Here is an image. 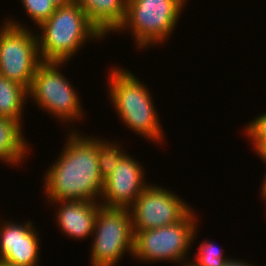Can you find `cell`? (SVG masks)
Listing matches in <instances>:
<instances>
[{
  "mask_svg": "<svg viewBox=\"0 0 266 266\" xmlns=\"http://www.w3.org/2000/svg\"><path fill=\"white\" fill-rule=\"evenodd\" d=\"M69 131L60 156L45 170L42 182L46 202H100L104 180L98 167L95 136L87 137L76 129Z\"/></svg>",
  "mask_w": 266,
  "mask_h": 266,
  "instance_id": "1",
  "label": "cell"
},
{
  "mask_svg": "<svg viewBox=\"0 0 266 266\" xmlns=\"http://www.w3.org/2000/svg\"><path fill=\"white\" fill-rule=\"evenodd\" d=\"M112 66L107 91L118 118L136 135L161 145L165 134L151 91L132 71Z\"/></svg>",
  "mask_w": 266,
  "mask_h": 266,
  "instance_id": "2",
  "label": "cell"
},
{
  "mask_svg": "<svg viewBox=\"0 0 266 266\" xmlns=\"http://www.w3.org/2000/svg\"><path fill=\"white\" fill-rule=\"evenodd\" d=\"M39 29L37 36L42 62L69 63L87 41L105 38L75 1L57 7Z\"/></svg>",
  "mask_w": 266,
  "mask_h": 266,
  "instance_id": "3",
  "label": "cell"
},
{
  "mask_svg": "<svg viewBox=\"0 0 266 266\" xmlns=\"http://www.w3.org/2000/svg\"><path fill=\"white\" fill-rule=\"evenodd\" d=\"M194 208L179 222L160 228L134 232L132 259L142 263L169 261L190 264L189 250L197 237L199 218ZM192 245V246H191ZM189 261H188V259Z\"/></svg>",
  "mask_w": 266,
  "mask_h": 266,
  "instance_id": "4",
  "label": "cell"
},
{
  "mask_svg": "<svg viewBox=\"0 0 266 266\" xmlns=\"http://www.w3.org/2000/svg\"><path fill=\"white\" fill-rule=\"evenodd\" d=\"M187 0H128L124 23L117 30L129 31L140 50L165 43L179 22Z\"/></svg>",
  "mask_w": 266,
  "mask_h": 266,
  "instance_id": "5",
  "label": "cell"
},
{
  "mask_svg": "<svg viewBox=\"0 0 266 266\" xmlns=\"http://www.w3.org/2000/svg\"><path fill=\"white\" fill-rule=\"evenodd\" d=\"M66 64L68 62H42L27 92L28 98L32 99L40 110L48 115L50 113L56 121L67 123L68 126L71 122V130L73 123L80 122L85 112L78 91L61 72V68Z\"/></svg>",
  "mask_w": 266,
  "mask_h": 266,
  "instance_id": "6",
  "label": "cell"
},
{
  "mask_svg": "<svg viewBox=\"0 0 266 266\" xmlns=\"http://www.w3.org/2000/svg\"><path fill=\"white\" fill-rule=\"evenodd\" d=\"M14 19V20H13ZM0 25V75L27 89L42 63L37 32L22 22L5 18Z\"/></svg>",
  "mask_w": 266,
  "mask_h": 266,
  "instance_id": "7",
  "label": "cell"
},
{
  "mask_svg": "<svg viewBox=\"0 0 266 266\" xmlns=\"http://www.w3.org/2000/svg\"><path fill=\"white\" fill-rule=\"evenodd\" d=\"M90 249V266H117L124 254L132 257L134 232L129 209L101 207Z\"/></svg>",
  "mask_w": 266,
  "mask_h": 266,
  "instance_id": "8",
  "label": "cell"
},
{
  "mask_svg": "<svg viewBox=\"0 0 266 266\" xmlns=\"http://www.w3.org/2000/svg\"><path fill=\"white\" fill-rule=\"evenodd\" d=\"M171 191L152 183L141 192L129 208L133 231L172 225L181 221L193 209L184 198Z\"/></svg>",
  "mask_w": 266,
  "mask_h": 266,
  "instance_id": "9",
  "label": "cell"
},
{
  "mask_svg": "<svg viewBox=\"0 0 266 266\" xmlns=\"http://www.w3.org/2000/svg\"><path fill=\"white\" fill-rule=\"evenodd\" d=\"M145 174L142 163L127 152L104 180L100 197L102 207L129 209L150 184L145 181Z\"/></svg>",
  "mask_w": 266,
  "mask_h": 266,
  "instance_id": "10",
  "label": "cell"
},
{
  "mask_svg": "<svg viewBox=\"0 0 266 266\" xmlns=\"http://www.w3.org/2000/svg\"><path fill=\"white\" fill-rule=\"evenodd\" d=\"M0 222V260L18 266H39L40 236L30 219Z\"/></svg>",
  "mask_w": 266,
  "mask_h": 266,
  "instance_id": "11",
  "label": "cell"
},
{
  "mask_svg": "<svg viewBox=\"0 0 266 266\" xmlns=\"http://www.w3.org/2000/svg\"><path fill=\"white\" fill-rule=\"evenodd\" d=\"M47 204L56 206L54 216L61 233L76 241L91 238L100 202L83 200L53 201ZM56 204V205H55Z\"/></svg>",
  "mask_w": 266,
  "mask_h": 266,
  "instance_id": "12",
  "label": "cell"
},
{
  "mask_svg": "<svg viewBox=\"0 0 266 266\" xmlns=\"http://www.w3.org/2000/svg\"><path fill=\"white\" fill-rule=\"evenodd\" d=\"M89 21L106 37L124 23L128 0H74Z\"/></svg>",
  "mask_w": 266,
  "mask_h": 266,
  "instance_id": "13",
  "label": "cell"
},
{
  "mask_svg": "<svg viewBox=\"0 0 266 266\" xmlns=\"http://www.w3.org/2000/svg\"><path fill=\"white\" fill-rule=\"evenodd\" d=\"M22 126L14 119L0 117V161L13 168L22 166L27 153L30 155L31 146L23 135Z\"/></svg>",
  "mask_w": 266,
  "mask_h": 266,
  "instance_id": "14",
  "label": "cell"
},
{
  "mask_svg": "<svg viewBox=\"0 0 266 266\" xmlns=\"http://www.w3.org/2000/svg\"><path fill=\"white\" fill-rule=\"evenodd\" d=\"M27 100L29 102L26 87L0 75V117L14 119L22 124Z\"/></svg>",
  "mask_w": 266,
  "mask_h": 266,
  "instance_id": "15",
  "label": "cell"
},
{
  "mask_svg": "<svg viewBox=\"0 0 266 266\" xmlns=\"http://www.w3.org/2000/svg\"><path fill=\"white\" fill-rule=\"evenodd\" d=\"M95 137V145L98 154V167L100 175L105 180L115 169L118 162L126 154L127 150L123 149V144L117 141ZM116 142V143H115Z\"/></svg>",
  "mask_w": 266,
  "mask_h": 266,
  "instance_id": "16",
  "label": "cell"
},
{
  "mask_svg": "<svg viewBox=\"0 0 266 266\" xmlns=\"http://www.w3.org/2000/svg\"><path fill=\"white\" fill-rule=\"evenodd\" d=\"M215 244V242L208 240H202L199 243L197 252L190 266H223L230 257H226L223 249Z\"/></svg>",
  "mask_w": 266,
  "mask_h": 266,
  "instance_id": "17",
  "label": "cell"
},
{
  "mask_svg": "<svg viewBox=\"0 0 266 266\" xmlns=\"http://www.w3.org/2000/svg\"><path fill=\"white\" fill-rule=\"evenodd\" d=\"M26 15L38 27L55 12L56 6L50 0H20Z\"/></svg>",
  "mask_w": 266,
  "mask_h": 266,
  "instance_id": "18",
  "label": "cell"
},
{
  "mask_svg": "<svg viewBox=\"0 0 266 266\" xmlns=\"http://www.w3.org/2000/svg\"><path fill=\"white\" fill-rule=\"evenodd\" d=\"M243 132L249 141H266V111L254 117Z\"/></svg>",
  "mask_w": 266,
  "mask_h": 266,
  "instance_id": "19",
  "label": "cell"
},
{
  "mask_svg": "<svg viewBox=\"0 0 266 266\" xmlns=\"http://www.w3.org/2000/svg\"><path fill=\"white\" fill-rule=\"evenodd\" d=\"M251 147L254 148L255 153L257 156L260 157V159L263 161V163H266V141H250Z\"/></svg>",
  "mask_w": 266,
  "mask_h": 266,
  "instance_id": "20",
  "label": "cell"
},
{
  "mask_svg": "<svg viewBox=\"0 0 266 266\" xmlns=\"http://www.w3.org/2000/svg\"><path fill=\"white\" fill-rule=\"evenodd\" d=\"M223 266H255V265H252L247 261H244V259L240 260L239 258L236 257V258H230L228 261L225 262Z\"/></svg>",
  "mask_w": 266,
  "mask_h": 266,
  "instance_id": "21",
  "label": "cell"
},
{
  "mask_svg": "<svg viewBox=\"0 0 266 266\" xmlns=\"http://www.w3.org/2000/svg\"><path fill=\"white\" fill-rule=\"evenodd\" d=\"M262 180L263 181L261 182V185H260L261 187L259 190H261L260 191V197H262L261 200L264 201V200H266V170H265L264 177Z\"/></svg>",
  "mask_w": 266,
  "mask_h": 266,
  "instance_id": "22",
  "label": "cell"
},
{
  "mask_svg": "<svg viewBox=\"0 0 266 266\" xmlns=\"http://www.w3.org/2000/svg\"><path fill=\"white\" fill-rule=\"evenodd\" d=\"M56 7H61L64 5H67L71 2H73L74 0H50Z\"/></svg>",
  "mask_w": 266,
  "mask_h": 266,
  "instance_id": "23",
  "label": "cell"
},
{
  "mask_svg": "<svg viewBox=\"0 0 266 266\" xmlns=\"http://www.w3.org/2000/svg\"><path fill=\"white\" fill-rule=\"evenodd\" d=\"M0 266H18V265H14V264L0 260Z\"/></svg>",
  "mask_w": 266,
  "mask_h": 266,
  "instance_id": "24",
  "label": "cell"
}]
</instances>
